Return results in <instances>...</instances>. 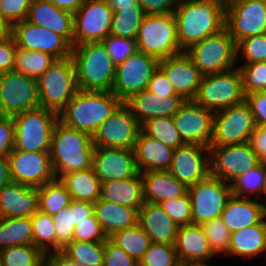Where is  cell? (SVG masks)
Masks as SVG:
<instances>
[{
    "mask_svg": "<svg viewBox=\"0 0 266 266\" xmlns=\"http://www.w3.org/2000/svg\"><path fill=\"white\" fill-rule=\"evenodd\" d=\"M44 262L48 266H83L70 260L61 251L45 253Z\"/></svg>",
    "mask_w": 266,
    "mask_h": 266,
    "instance_id": "obj_63",
    "label": "cell"
},
{
    "mask_svg": "<svg viewBox=\"0 0 266 266\" xmlns=\"http://www.w3.org/2000/svg\"><path fill=\"white\" fill-rule=\"evenodd\" d=\"M159 205L179 227L192 224L191 199L188 192L181 197L162 201Z\"/></svg>",
    "mask_w": 266,
    "mask_h": 266,
    "instance_id": "obj_51",
    "label": "cell"
},
{
    "mask_svg": "<svg viewBox=\"0 0 266 266\" xmlns=\"http://www.w3.org/2000/svg\"><path fill=\"white\" fill-rule=\"evenodd\" d=\"M256 126H266V91L253 92L245 95Z\"/></svg>",
    "mask_w": 266,
    "mask_h": 266,
    "instance_id": "obj_57",
    "label": "cell"
},
{
    "mask_svg": "<svg viewBox=\"0 0 266 266\" xmlns=\"http://www.w3.org/2000/svg\"><path fill=\"white\" fill-rule=\"evenodd\" d=\"M214 112L198 105L193 100H186L172 117L182 141L185 144L210 146L213 135Z\"/></svg>",
    "mask_w": 266,
    "mask_h": 266,
    "instance_id": "obj_20",
    "label": "cell"
},
{
    "mask_svg": "<svg viewBox=\"0 0 266 266\" xmlns=\"http://www.w3.org/2000/svg\"><path fill=\"white\" fill-rule=\"evenodd\" d=\"M14 149L27 152H49L52 132L58 114L43 107L26 110L13 116Z\"/></svg>",
    "mask_w": 266,
    "mask_h": 266,
    "instance_id": "obj_6",
    "label": "cell"
},
{
    "mask_svg": "<svg viewBox=\"0 0 266 266\" xmlns=\"http://www.w3.org/2000/svg\"><path fill=\"white\" fill-rule=\"evenodd\" d=\"M137 50L161 60L183 53L174 13L145 15L136 38Z\"/></svg>",
    "mask_w": 266,
    "mask_h": 266,
    "instance_id": "obj_7",
    "label": "cell"
},
{
    "mask_svg": "<svg viewBox=\"0 0 266 266\" xmlns=\"http://www.w3.org/2000/svg\"><path fill=\"white\" fill-rule=\"evenodd\" d=\"M109 239L138 263L152 243L149 236L138 224L114 233Z\"/></svg>",
    "mask_w": 266,
    "mask_h": 266,
    "instance_id": "obj_39",
    "label": "cell"
},
{
    "mask_svg": "<svg viewBox=\"0 0 266 266\" xmlns=\"http://www.w3.org/2000/svg\"><path fill=\"white\" fill-rule=\"evenodd\" d=\"M12 36V25H10L1 15H0V42L9 39Z\"/></svg>",
    "mask_w": 266,
    "mask_h": 266,
    "instance_id": "obj_67",
    "label": "cell"
},
{
    "mask_svg": "<svg viewBox=\"0 0 266 266\" xmlns=\"http://www.w3.org/2000/svg\"><path fill=\"white\" fill-rule=\"evenodd\" d=\"M94 203L81 200H73L74 225L87 220L93 213Z\"/></svg>",
    "mask_w": 266,
    "mask_h": 266,
    "instance_id": "obj_62",
    "label": "cell"
},
{
    "mask_svg": "<svg viewBox=\"0 0 266 266\" xmlns=\"http://www.w3.org/2000/svg\"><path fill=\"white\" fill-rule=\"evenodd\" d=\"M101 199L139 210L145 203L141 173L134 177L102 183Z\"/></svg>",
    "mask_w": 266,
    "mask_h": 266,
    "instance_id": "obj_33",
    "label": "cell"
},
{
    "mask_svg": "<svg viewBox=\"0 0 266 266\" xmlns=\"http://www.w3.org/2000/svg\"><path fill=\"white\" fill-rule=\"evenodd\" d=\"M36 211L37 188L11 181L0 189V217H31Z\"/></svg>",
    "mask_w": 266,
    "mask_h": 266,
    "instance_id": "obj_26",
    "label": "cell"
},
{
    "mask_svg": "<svg viewBox=\"0 0 266 266\" xmlns=\"http://www.w3.org/2000/svg\"><path fill=\"white\" fill-rule=\"evenodd\" d=\"M59 179L65 185L72 200L96 203L101 198L102 183L92 167L68 172Z\"/></svg>",
    "mask_w": 266,
    "mask_h": 266,
    "instance_id": "obj_35",
    "label": "cell"
},
{
    "mask_svg": "<svg viewBox=\"0 0 266 266\" xmlns=\"http://www.w3.org/2000/svg\"><path fill=\"white\" fill-rule=\"evenodd\" d=\"M175 266H187V263L184 262H179L178 264H176Z\"/></svg>",
    "mask_w": 266,
    "mask_h": 266,
    "instance_id": "obj_71",
    "label": "cell"
},
{
    "mask_svg": "<svg viewBox=\"0 0 266 266\" xmlns=\"http://www.w3.org/2000/svg\"><path fill=\"white\" fill-rule=\"evenodd\" d=\"M168 171L187 187L204 180L210 175L209 147L198 144L179 146L174 150Z\"/></svg>",
    "mask_w": 266,
    "mask_h": 266,
    "instance_id": "obj_21",
    "label": "cell"
},
{
    "mask_svg": "<svg viewBox=\"0 0 266 266\" xmlns=\"http://www.w3.org/2000/svg\"><path fill=\"white\" fill-rule=\"evenodd\" d=\"M11 182L8 157H0V189Z\"/></svg>",
    "mask_w": 266,
    "mask_h": 266,
    "instance_id": "obj_65",
    "label": "cell"
},
{
    "mask_svg": "<svg viewBox=\"0 0 266 266\" xmlns=\"http://www.w3.org/2000/svg\"><path fill=\"white\" fill-rule=\"evenodd\" d=\"M159 68L172 83L177 94L185 100L195 98L203 75L185 52L161 59Z\"/></svg>",
    "mask_w": 266,
    "mask_h": 266,
    "instance_id": "obj_23",
    "label": "cell"
},
{
    "mask_svg": "<svg viewBox=\"0 0 266 266\" xmlns=\"http://www.w3.org/2000/svg\"><path fill=\"white\" fill-rule=\"evenodd\" d=\"M15 145L13 117L0 115V157H8Z\"/></svg>",
    "mask_w": 266,
    "mask_h": 266,
    "instance_id": "obj_56",
    "label": "cell"
},
{
    "mask_svg": "<svg viewBox=\"0 0 266 266\" xmlns=\"http://www.w3.org/2000/svg\"><path fill=\"white\" fill-rule=\"evenodd\" d=\"M108 3V6L113 11H119L122 10V8L127 7H141L139 5V0H106Z\"/></svg>",
    "mask_w": 266,
    "mask_h": 266,
    "instance_id": "obj_66",
    "label": "cell"
},
{
    "mask_svg": "<svg viewBox=\"0 0 266 266\" xmlns=\"http://www.w3.org/2000/svg\"><path fill=\"white\" fill-rule=\"evenodd\" d=\"M122 103L112 91L79 90L58 113V121L93 136Z\"/></svg>",
    "mask_w": 266,
    "mask_h": 266,
    "instance_id": "obj_2",
    "label": "cell"
},
{
    "mask_svg": "<svg viewBox=\"0 0 266 266\" xmlns=\"http://www.w3.org/2000/svg\"><path fill=\"white\" fill-rule=\"evenodd\" d=\"M141 131V123L133 116L129 107L123 102L98 127L92 136V143L95 147L134 150Z\"/></svg>",
    "mask_w": 266,
    "mask_h": 266,
    "instance_id": "obj_13",
    "label": "cell"
},
{
    "mask_svg": "<svg viewBox=\"0 0 266 266\" xmlns=\"http://www.w3.org/2000/svg\"><path fill=\"white\" fill-rule=\"evenodd\" d=\"M191 199L192 224L221 217L228 199L232 196L231 185L212 175L188 187Z\"/></svg>",
    "mask_w": 266,
    "mask_h": 266,
    "instance_id": "obj_11",
    "label": "cell"
},
{
    "mask_svg": "<svg viewBox=\"0 0 266 266\" xmlns=\"http://www.w3.org/2000/svg\"><path fill=\"white\" fill-rule=\"evenodd\" d=\"M185 53L203 76L231 70L237 64L236 43L226 28L193 44Z\"/></svg>",
    "mask_w": 266,
    "mask_h": 266,
    "instance_id": "obj_8",
    "label": "cell"
},
{
    "mask_svg": "<svg viewBox=\"0 0 266 266\" xmlns=\"http://www.w3.org/2000/svg\"><path fill=\"white\" fill-rule=\"evenodd\" d=\"M26 20L61 35L73 46L74 18L71 12L45 0H32Z\"/></svg>",
    "mask_w": 266,
    "mask_h": 266,
    "instance_id": "obj_25",
    "label": "cell"
},
{
    "mask_svg": "<svg viewBox=\"0 0 266 266\" xmlns=\"http://www.w3.org/2000/svg\"><path fill=\"white\" fill-rule=\"evenodd\" d=\"M205 236L211 246L214 255L218 253L228 256L231 233L221 218H216L201 224Z\"/></svg>",
    "mask_w": 266,
    "mask_h": 266,
    "instance_id": "obj_46",
    "label": "cell"
},
{
    "mask_svg": "<svg viewBox=\"0 0 266 266\" xmlns=\"http://www.w3.org/2000/svg\"><path fill=\"white\" fill-rule=\"evenodd\" d=\"M193 101L214 113L245 101L238 67L203 76Z\"/></svg>",
    "mask_w": 266,
    "mask_h": 266,
    "instance_id": "obj_9",
    "label": "cell"
},
{
    "mask_svg": "<svg viewBox=\"0 0 266 266\" xmlns=\"http://www.w3.org/2000/svg\"><path fill=\"white\" fill-rule=\"evenodd\" d=\"M187 266H211L208 264V261H198V262H189Z\"/></svg>",
    "mask_w": 266,
    "mask_h": 266,
    "instance_id": "obj_68",
    "label": "cell"
},
{
    "mask_svg": "<svg viewBox=\"0 0 266 266\" xmlns=\"http://www.w3.org/2000/svg\"><path fill=\"white\" fill-rule=\"evenodd\" d=\"M107 238L102 230L101 224L93 214L87 220L75 226L72 240L96 242L105 241Z\"/></svg>",
    "mask_w": 266,
    "mask_h": 266,
    "instance_id": "obj_53",
    "label": "cell"
},
{
    "mask_svg": "<svg viewBox=\"0 0 266 266\" xmlns=\"http://www.w3.org/2000/svg\"><path fill=\"white\" fill-rule=\"evenodd\" d=\"M225 28L237 44L240 40L266 33L264 0H235L226 5Z\"/></svg>",
    "mask_w": 266,
    "mask_h": 266,
    "instance_id": "obj_17",
    "label": "cell"
},
{
    "mask_svg": "<svg viewBox=\"0 0 266 266\" xmlns=\"http://www.w3.org/2000/svg\"><path fill=\"white\" fill-rule=\"evenodd\" d=\"M256 127L252 111L245 101L215 112L210 146L248 143Z\"/></svg>",
    "mask_w": 266,
    "mask_h": 266,
    "instance_id": "obj_10",
    "label": "cell"
},
{
    "mask_svg": "<svg viewBox=\"0 0 266 266\" xmlns=\"http://www.w3.org/2000/svg\"><path fill=\"white\" fill-rule=\"evenodd\" d=\"M230 185L232 195L236 197L251 198V193H254L260 199L266 185V162L239 176Z\"/></svg>",
    "mask_w": 266,
    "mask_h": 266,
    "instance_id": "obj_42",
    "label": "cell"
},
{
    "mask_svg": "<svg viewBox=\"0 0 266 266\" xmlns=\"http://www.w3.org/2000/svg\"><path fill=\"white\" fill-rule=\"evenodd\" d=\"M8 159L12 182L38 188L57 178L49 152H27L13 149Z\"/></svg>",
    "mask_w": 266,
    "mask_h": 266,
    "instance_id": "obj_18",
    "label": "cell"
},
{
    "mask_svg": "<svg viewBox=\"0 0 266 266\" xmlns=\"http://www.w3.org/2000/svg\"><path fill=\"white\" fill-rule=\"evenodd\" d=\"M33 245L44 254L56 252V235L53 217L41 211H36L31 216Z\"/></svg>",
    "mask_w": 266,
    "mask_h": 266,
    "instance_id": "obj_44",
    "label": "cell"
},
{
    "mask_svg": "<svg viewBox=\"0 0 266 266\" xmlns=\"http://www.w3.org/2000/svg\"><path fill=\"white\" fill-rule=\"evenodd\" d=\"M92 168L101 183L136 176L135 152L130 149L95 147Z\"/></svg>",
    "mask_w": 266,
    "mask_h": 266,
    "instance_id": "obj_22",
    "label": "cell"
},
{
    "mask_svg": "<svg viewBox=\"0 0 266 266\" xmlns=\"http://www.w3.org/2000/svg\"><path fill=\"white\" fill-rule=\"evenodd\" d=\"M113 10L106 0H83L73 14V46L103 42L110 35Z\"/></svg>",
    "mask_w": 266,
    "mask_h": 266,
    "instance_id": "obj_14",
    "label": "cell"
},
{
    "mask_svg": "<svg viewBox=\"0 0 266 266\" xmlns=\"http://www.w3.org/2000/svg\"><path fill=\"white\" fill-rule=\"evenodd\" d=\"M141 176L145 202L159 204L168 199L181 197L188 192V187L168 170L146 171L142 172Z\"/></svg>",
    "mask_w": 266,
    "mask_h": 266,
    "instance_id": "obj_31",
    "label": "cell"
},
{
    "mask_svg": "<svg viewBox=\"0 0 266 266\" xmlns=\"http://www.w3.org/2000/svg\"><path fill=\"white\" fill-rule=\"evenodd\" d=\"M33 244L31 217H0V251Z\"/></svg>",
    "mask_w": 266,
    "mask_h": 266,
    "instance_id": "obj_36",
    "label": "cell"
},
{
    "mask_svg": "<svg viewBox=\"0 0 266 266\" xmlns=\"http://www.w3.org/2000/svg\"><path fill=\"white\" fill-rule=\"evenodd\" d=\"M138 225L153 243L174 245L179 226L159 204L145 202L138 210Z\"/></svg>",
    "mask_w": 266,
    "mask_h": 266,
    "instance_id": "obj_28",
    "label": "cell"
},
{
    "mask_svg": "<svg viewBox=\"0 0 266 266\" xmlns=\"http://www.w3.org/2000/svg\"><path fill=\"white\" fill-rule=\"evenodd\" d=\"M237 61L239 56L244 64L266 61V33L246 37L237 44Z\"/></svg>",
    "mask_w": 266,
    "mask_h": 266,
    "instance_id": "obj_48",
    "label": "cell"
},
{
    "mask_svg": "<svg viewBox=\"0 0 266 266\" xmlns=\"http://www.w3.org/2000/svg\"><path fill=\"white\" fill-rule=\"evenodd\" d=\"M179 263L174 245L151 243L139 266H175Z\"/></svg>",
    "mask_w": 266,
    "mask_h": 266,
    "instance_id": "obj_49",
    "label": "cell"
},
{
    "mask_svg": "<svg viewBox=\"0 0 266 266\" xmlns=\"http://www.w3.org/2000/svg\"><path fill=\"white\" fill-rule=\"evenodd\" d=\"M32 0H0V15L14 25L27 18Z\"/></svg>",
    "mask_w": 266,
    "mask_h": 266,
    "instance_id": "obj_54",
    "label": "cell"
},
{
    "mask_svg": "<svg viewBox=\"0 0 266 266\" xmlns=\"http://www.w3.org/2000/svg\"><path fill=\"white\" fill-rule=\"evenodd\" d=\"M262 195H266V185H265V188H264V191H263ZM262 204H263V207H264V210H265V216H266V203H262Z\"/></svg>",
    "mask_w": 266,
    "mask_h": 266,
    "instance_id": "obj_70",
    "label": "cell"
},
{
    "mask_svg": "<svg viewBox=\"0 0 266 266\" xmlns=\"http://www.w3.org/2000/svg\"><path fill=\"white\" fill-rule=\"evenodd\" d=\"M141 129L150 138L159 140L174 150L185 144L175 127L172 117L151 118L141 125Z\"/></svg>",
    "mask_w": 266,
    "mask_h": 266,
    "instance_id": "obj_43",
    "label": "cell"
},
{
    "mask_svg": "<svg viewBox=\"0 0 266 266\" xmlns=\"http://www.w3.org/2000/svg\"><path fill=\"white\" fill-rule=\"evenodd\" d=\"M179 2L195 1V0H178Z\"/></svg>",
    "mask_w": 266,
    "mask_h": 266,
    "instance_id": "obj_72",
    "label": "cell"
},
{
    "mask_svg": "<svg viewBox=\"0 0 266 266\" xmlns=\"http://www.w3.org/2000/svg\"><path fill=\"white\" fill-rule=\"evenodd\" d=\"M16 51L17 45L13 36L0 42V73L13 71Z\"/></svg>",
    "mask_w": 266,
    "mask_h": 266,
    "instance_id": "obj_60",
    "label": "cell"
},
{
    "mask_svg": "<svg viewBox=\"0 0 266 266\" xmlns=\"http://www.w3.org/2000/svg\"><path fill=\"white\" fill-rule=\"evenodd\" d=\"M37 193L38 210L51 216L68 206L72 200L65 185L58 178L38 187Z\"/></svg>",
    "mask_w": 266,
    "mask_h": 266,
    "instance_id": "obj_37",
    "label": "cell"
},
{
    "mask_svg": "<svg viewBox=\"0 0 266 266\" xmlns=\"http://www.w3.org/2000/svg\"><path fill=\"white\" fill-rule=\"evenodd\" d=\"M185 102L181 95L158 96L146 89L133 94L124 103L142 125L151 118L173 117Z\"/></svg>",
    "mask_w": 266,
    "mask_h": 266,
    "instance_id": "obj_24",
    "label": "cell"
},
{
    "mask_svg": "<svg viewBox=\"0 0 266 266\" xmlns=\"http://www.w3.org/2000/svg\"><path fill=\"white\" fill-rule=\"evenodd\" d=\"M262 202L232 195L221 213V220L230 233L260 223L265 218Z\"/></svg>",
    "mask_w": 266,
    "mask_h": 266,
    "instance_id": "obj_29",
    "label": "cell"
},
{
    "mask_svg": "<svg viewBox=\"0 0 266 266\" xmlns=\"http://www.w3.org/2000/svg\"><path fill=\"white\" fill-rule=\"evenodd\" d=\"M40 266H48L45 262L42 264V265H40Z\"/></svg>",
    "mask_w": 266,
    "mask_h": 266,
    "instance_id": "obj_73",
    "label": "cell"
},
{
    "mask_svg": "<svg viewBox=\"0 0 266 266\" xmlns=\"http://www.w3.org/2000/svg\"><path fill=\"white\" fill-rule=\"evenodd\" d=\"M54 61L56 58L48 53L25 50L17 46L13 71L36 80Z\"/></svg>",
    "mask_w": 266,
    "mask_h": 266,
    "instance_id": "obj_38",
    "label": "cell"
},
{
    "mask_svg": "<svg viewBox=\"0 0 266 266\" xmlns=\"http://www.w3.org/2000/svg\"><path fill=\"white\" fill-rule=\"evenodd\" d=\"M266 219L231 233L228 256L257 257L266 252Z\"/></svg>",
    "mask_w": 266,
    "mask_h": 266,
    "instance_id": "obj_34",
    "label": "cell"
},
{
    "mask_svg": "<svg viewBox=\"0 0 266 266\" xmlns=\"http://www.w3.org/2000/svg\"><path fill=\"white\" fill-rule=\"evenodd\" d=\"M56 7L74 14L82 5L83 0H45Z\"/></svg>",
    "mask_w": 266,
    "mask_h": 266,
    "instance_id": "obj_64",
    "label": "cell"
},
{
    "mask_svg": "<svg viewBox=\"0 0 266 266\" xmlns=\"http://www.w3.org/2000/svg\"><path fill=\"white\" fill-rule=\"evenodd\" d=\"M12 36L16 45L25 50L48 53L56 59L71 56L72 46L61 35L26 19L12 26Z\"/></svg>",
    "mask_w": 266,
    "mask_h": 266,
    "instance_id": "obj_19",
    "label": "cell"
},
{
    "mask_svg": "<svg viewBox=\"0 0 266 266\" xmlns=\"http://www.w3.org/2000/svg\"><path fill=\"white\" fill-rule=\"evenodd\" d=\"M95 146L92 136L57 122L52 132L50 158L55 176L92 167Z\"/></svg>",
    "mask_w": 266,
    "mask_h": 266,
    "instance_id": "obj_4",
    "label": "cell"
},
{
    "mask_svg": "<svg viewBox=\"0 0 266 266\" xmlns=\"http://www.w3.org/2000/svg\"><path fill=\"white\" fill-rule=\"evenodd\" d=\"M93 213L108 238L118 231L138 224L136 208L104 201L101 198L94 203Z\"/></svg>",
    "mask_w": 266,
    "mask_h": 266,
    "instance_id": "obj_32",
    "label": "cell"
},
{
    "mask_svg": "<svg viewBox=\"0 0 266 266\" xmlns=\"http://www.w3.org/2000/svg\"><path fill=\"white\" fill-rule=\"evenodd\" d=\"M52 217L56 235V252L62 251L72 241L74 234L73 200Z\"/></svg>",
    "mask_w": 266,
    "mask_h": 266,
    "instance_id": "obj_47",
    "label": "cell"
},
{
    "mask_svg": "<svg viewBox=\"0 0 266 266\" xmlns=\"http://www.w3.org/2000/svg\"><path fill=\"white\" fill-rule=\"evenodd\" d=\"M219 1H221L226 6L235 0H219Z\"/></svg>",
    "mask_w": 266,
    "mask_h": 266,
    "instance_id": "obj_69",
    "label": "cell"
},
{
    "mask_svg": "<svg viewBox=\"0 0 266 266\" xmlns=\"http://www.w3.org/2000/svg\"><path fill=\"white\" fill-rule=\"evenodd\" d=\"M249 143L259 159L266 162V126H257Z\"/></svg>",
    "mask_w": 266,
    "mask_h": 266,
    "instance_id": "obj_61",
    "label": "cell"
},
{
    "mask_svg": "<svg viewBox=\"0 0 266 266\" xmlns=\"http://www.w3.org/2000/svg\"><path fill=\"white\" fill-rule=\"evenodd\" d=\"M144 16L141 7H127L113 11L110 35L136 40Z\"/></svg>",
    "mask_w": 266,
    "mask_h": 266,
    "instance_id": "obj_41",
    "label": "cell"
},
{
    "mask_svg": "<svg viewBox=\"0 0 266 266\" xmlns=\"http://www.w3.org/2000/svg\"><path fill=\"white\" fill-rule=\"evenodd\" d=\"M36 82L40 107L57 114L79 91L71 56L56 59Z\"/></svg>",
    "mask_w": 266,
    "mask_h": 266,
    "instance_id": "obj_5",
    "label": "cell"
},
{
    "mask_svg": "<svg viewBox=\"0 0 266 266\" xmlns=\"http://www.w3.org/2000/svg\"><path fill=\"white\" fill-rule=\"evenodd\" d=\"M44 253L33 244L11 246L0 251L2 266H40Z\"/></svg>",
    "mask_w": 266,
    "mask_h": 266,
    "instance_id": "obj_45",
    "label": "cell"
},
{
    "mask_svg": "<svg viewBox=\"0 0 266 266\" xmlns=\"http://www.w3.org/2000/svg\"><path fill=\"white\" fill-rule=\"evenodd\" d=\"M174 247L179 262L210 261L215 256L204 230L199 224L180 226Z\"/></svg>",
    "mask_w": 266,
    "mask_h": 266,
    "instance_id": "obj_27",
    "label": "cell"
},
{
    "mask_svg": "<svg viewBox=\"0 0 266 266\" xmlns=\"http://www.w3.org/2000/svg\"><path fill=\"white\" fill-rule=\"evenodd\" d=\"M159 59L136 50L116 65L112 92L125 102L133 94L146 90L151 77L159 68Z\"/></svg>",
    "mask_w": 266,
    "mask_h": 266,
    "instance_id": "obj_12",
    "label": "cell"
},
{
    "mask_svg": "<svg viewBox=\"0 0 266 266\" xmlns=\"http://www.w3.org/2000/svg\"><path fill=\"white\" fill-rule=\"evenodd\" d=\"M225 8L219 0L179 2L173 13L181 50L225 28Z\"/></svg>",
    "mask_w": 266,
    "mask_h": 266,
    "instance_id": "obj_1",
    "label": "cell"
},
{
    "mask_svg": "<svg viewBox=\"0 0 266 266\" xmlns=\"http://www.w3.org/2000/svg\"><path fill=\"white\" fill-rule=\"evenodd\" d=\"M238 69L242 76L245 95L266 91V61L243 64Z\"/></svg>",
    "mask_w": 266,
    "mask_h": 266,
    "instance_id": "obj_50",
    "label": "cell"
},
{
    "mask_svg": "<svg viewBox=\"0 0 266 266\" xmlns=\"http://www.w3.org/2000/svg\"><path fill=\"white\" fill-rule=\"evenodd\" d=\"M178 4V0H139L145 15L173 13Z\"/></svg>",
    "mask_w": 266,
    "mask_h": 266,
    "instance_id": "obj_58",
    "label": "cell"
},
{
    "mask_svg": "<svg viewBox=\"0 0 266 266\" xmlns=\"http://www.w3.org/2000/svg\"><path fill=\"white\" fill-rule=\"evenodd\" d=\"M134 152L137 169L142 173L169 170L174 149L159 140L150 138L141 131L136 141Z\"/></svg>",
    "mask_w": 266,
    "mask_h": 266,
    "instance_id": "obj_30",
    "label": "cell"
},
{
    "mask_svg": "<svg viewBox=\"0 0 266 266\" xmlns=\"http://www.w3.org/2000/svg\"><path fill=\"white\" fill-rule=\"evenodd\" d=\"M210 175L231 184L262 161L251 144L209 146Z\"/></svg>",
    "mask_w": 266,
    "mask_h": 266,
    "instance_id": "obj_15",
    "label": "cell"
},
{
    "mask_svg": "<svg viewBox=\"0 0 266 266\" xmlns=\"http://www.w3.org/2000/svg\"><path fill=\"white\" fill-rule=\"evenodd\" d=\"M103 42L106 45L109 56L116 65L125 61L137 50L135 39L109 35Z\"/></svg>",
    "mask_w": 266,
    "mask_h": 266,
    "instance_id": "obj_52",
    "label": "cell"
},
{
    "mask_svg": "<svg viewBox=\"0 0 266 266\" xmlns=\"http://www.w3.org/2000/svg\"><path fill=\"white\" fill-rule=\"evenodd\" d=\"M147 89L158 96L179 95L176 93L174 86L160 68L154 72Z\"/></svg>",
    "mask_w": 266,
    "mask_h": 266,
    "instance_id": "obj_59",
    "label": "cell"
},
{
    "mask_svg": "<svg viewBox=\"0 0 266 266\" xmlns=\"http://www.w3.org/2000/svg\"><path fill=\"white\" fill-rule=\"evenodd\" d=\"M103 266H139V263L107 238L104 241Z\"/></svg>",
    "mask_w": 266,
    "mask_h": 266,
    "instance_id": "obj_55",
    "label": "cell"
},
{
    "mask_svg": "<svg viewBox=\"0 0 266 266\" xmlns=\"http://www.w3.org/2000/svg\"><path fill=\"white\" fill-rule=\"evenodd\" d=\"M37 82L23 73H0V115L13 117L39 107Z\"/></svg>",
    "mask_w": 266,
    "mask_h": 266,
    "instance_id": "obj_16",
    "label": "cell"
},
{
    "mask_svg": "<svg viewBox=\"0 0 266 266\" xmlns=\"http://www.w3.org/2000/svg\"><path fill=\"white\" fill-rule=\"evenodd\" d=\"M61 252L70 260L83 266H103L104 241L72 240Z\"/></svg>",
    "mask_w": 266,
    "mask_h": 266,
    "instance_id": "obj_40",
    "label": "cell"
},
{
    "mask_svg": "<svg viewBox=\"0 0 266 266\" xmlns=\"http://www.w3.org/2000/svg\"><path fill=\"white\" fill-rule=\"evenodd\" d=\"M79 90L111 92L116 64L108 54L104 42H89L72 46Z\"/></svg>",
    "mask_w": 266,
    "mask_h": 266,
    "instance_id": "obj_3",
    "label": "cell"
}]
</instances>
